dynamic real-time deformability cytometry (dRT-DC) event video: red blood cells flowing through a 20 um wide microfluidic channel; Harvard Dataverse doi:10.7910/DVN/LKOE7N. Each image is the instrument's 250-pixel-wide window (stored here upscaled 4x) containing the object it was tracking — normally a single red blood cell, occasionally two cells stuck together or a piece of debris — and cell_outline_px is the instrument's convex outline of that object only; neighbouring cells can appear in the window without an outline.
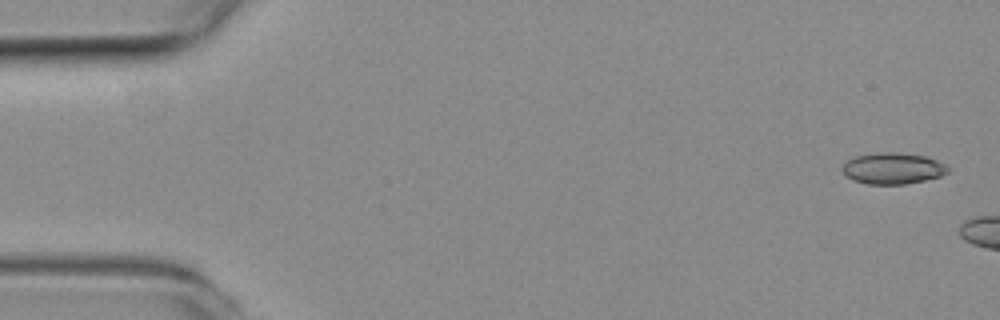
{"species": "common noctule bat (a hibernating species)", "species_latin": "Nyctalus noctula", "temperature_condition": "room temperature", "stored_images_in_passage": 5, "camera_frame_rate_fps": 3000, "um_per_image_px": 0.085, "animal": {"sex": "female", "body_mass_g": 19.3, "forearm_length_mm": 54.1}, "frame": {"image": 1, "passage_image": 1, "time_ms": 0.0, "image_size_px": [1000, 320], "cell_outline_px": [[948, 172], [940, 176], [924, 180], [904, 184], [868, 184], [852, 180], [844, 176], [840, 168], [848, 160], [856, 156], [880, 152], [896, 152], [928, 156], [944, 164], [948, 168]], "centroid_in_image_um": [75.85, 14.31], "position_along_channel_um": 9.2, "area_um2": 19.31}}